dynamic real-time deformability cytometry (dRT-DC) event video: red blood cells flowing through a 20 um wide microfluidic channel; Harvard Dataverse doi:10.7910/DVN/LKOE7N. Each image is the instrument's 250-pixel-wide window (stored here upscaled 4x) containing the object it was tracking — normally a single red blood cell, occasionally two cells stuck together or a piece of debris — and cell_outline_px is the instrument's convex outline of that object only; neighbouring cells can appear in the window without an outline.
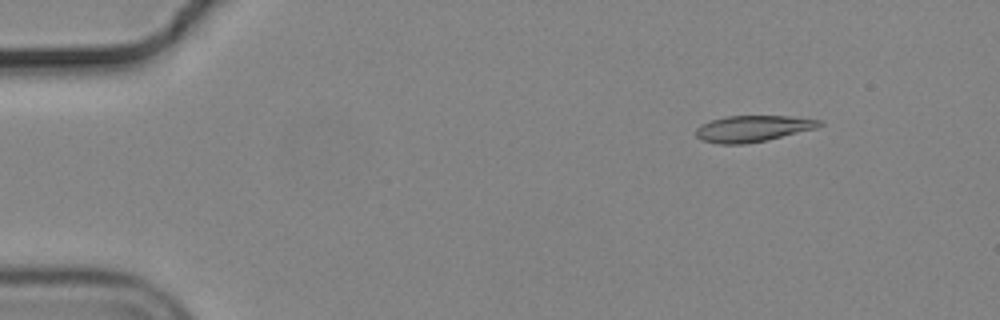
{"species": "common noctule bat (a hibernating species)", "species_latin": "Nyctalus noctula", "temperature_condition": "cold", "stored_images_in_passage": 50, "camera_frame_rate_fps": 3000, "um_per_image_px": 0.085, "animal": {"sex": "male", "body_mass_g": 19.2, "forearm_length_mm": 51.8}, "frame": {"image": 1, "passage_image": 1, "time_ms": 0.0, "image_size_px": [1000, 320], "cell_outline_px": [[824, 124], [816, 128], [768, 140], [744, 144], [720, 144], [700, 140], [696, 136], [696, 128], [700, 124], [712, 120], [728, 116], [788, 116], [820, 120]], "centroid_in_image_um": [63.96, 10.94], "position_along_channel_um": 21.0, "area_um2": 18.9}}
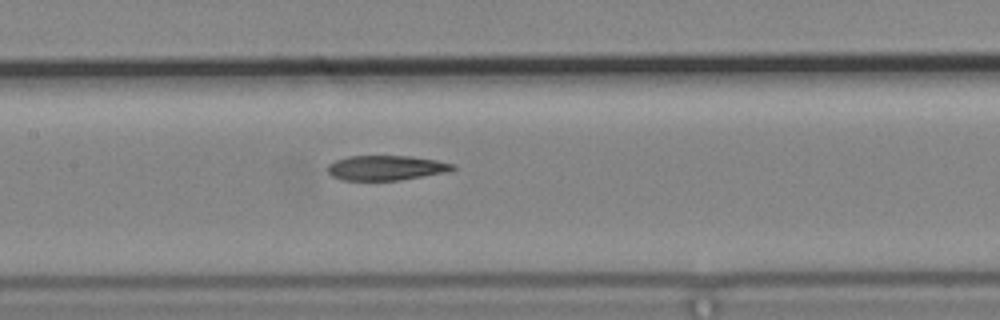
{"frame": {"image": 2, "passage_image": 21, "time_ms": 6.667, "image_size_px": [1000, 320], "cell_outline_px": [[456, 168], [448, 172], [400, 180], [340, 180], [332, 176], [328, 172], [328, 164], [336, 160], [348, 156], [412, 156], [436, 160], [456, 164]], "centroid_in_image_um": [32.84, 14.26], "position_along_channel_um": 174.6, "area_um2": 18.21}}
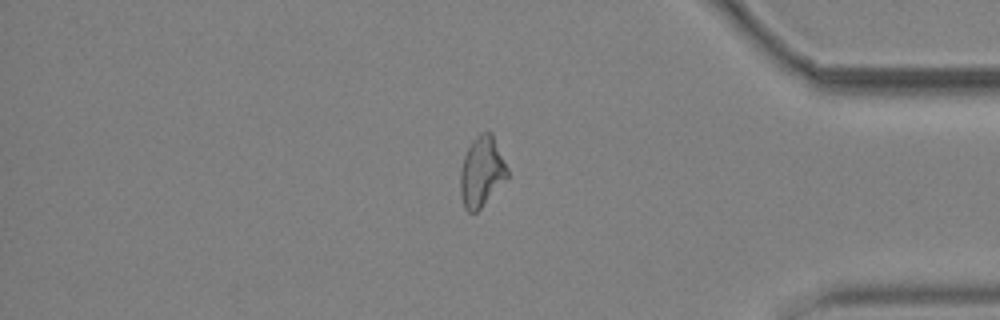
{"frame": {"image": 3, "passage_image": 41, "time_ms": 13.333, "image_size_px": [1000, 320], "cell_outline_px": [[508, 176], [480, 208], [476, 212], [468, 212], [464, 208], [460, 192], [460, 168], [464, 156], [472, 140], [480, 132], [488, 132], [492, 136], [508, 168]], "centroid_in_image_um": [40.91, 14.61], "position_along_channel_um": 394.3, "area_um2": 18.84}, "authors_computed_cell_mechanics": {"area_um2": 19.3341, "velocity_mm_per_s": 3.69, "shape_relaxation_time_tau1_ms": 10.8069, "shape_relaxation_time_tau2_ms": 7.373, "deformation_change_tau1": 0.2316, "deformation_change_tau2": 0.1486}}